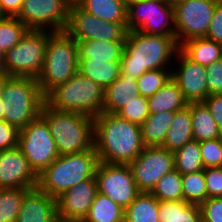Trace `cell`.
<instances>
[{"label":"cell","mask_w":222,"mask_h":222,"mask_svg":"<svg viewBox=\"0 0 222 222\" xmlns=\"http://www.w3.org/2000/svg\"><path fill=\"white\" fill-rule=\"evenodd\" d=\"M4 56H5V52L0 48V70H3Z\"/></svg>","instance_id":"cell-49"},{"label":"cell","mask_w":222,"mask_h":222,"mask_svg":"<svg viewBox=\"0 0 222 222\" xmlns=\"http://www.w3.org/2000/svg\"><path fill=\"white\" fill-rule=\"evenodd\" d=\"M199 206L202 222H222V197L206 199Z\"/></svg>","instance_id":"cell-41"},{"label":"cell","mask_w":222,"mask_h":222,"mask_svg":"<svg viewBox=\"0 0 222 222\" xmlns=\"http://www.w3.org/2000/svg\"><path fill=\"white\" fill-rule=\"evenodd\" d=\"M3 108H4V104H3V99H0V120L3 119Z\"/></svg>","instance_id":"cell-50"},{"label":"cell","mask_w":222,"mask_h":222,"mask_svg":"<svg viewBox=\"0 0 222 222\" xmlns=\"http://www.w3.org/2000/svg\"><path fill=\"white\" fill-rule=\"evenodd\" d=\"M207 199L222 197V167L204 169Z\"/></svg>","instance_id":"cell-40"},{"label":"cell","mask_w":222,"mask_h":222,"mask_svg":"<svg viewBox=\"0 0 222 222\" xmlns=\"http://www.w3.org/2000/svg\"><path fill=\"white\" fill-rule=\"evenodd\" d=\"M160 222H202L198 204L181 201H159Z\"/></svg>","instance_id":"cell-29"},{"label":"cell","mask_w":222,"mask_h":222,"mask_svg":"<svg viewBox=\"0 0 222 222\" xmlns=\"http://www.w3.org/2000/svg\"><path fill=\"white\" fill-rule=\"evenodd\" d=\"M69 7L67 0H23L16 18L29 29L63 31L67 24Z\"/></svg>","instance_id":"cell-15"},{"label":"cell","mask_w":222,"mask_h":222,"mask_svg":"<svg viewBox=\"0 0 222 222\" xmlns=\"http://www.w3.org/2000/svg\"><path fill=\"white\" fill-rule=\"evenodd\" d=\"M124 47L125 42L77 41L78 58H90L106 63L120 62Z\"/></svg>","instance_id":"cell-23"},{"label":"cell","mask_w":222,"mask_h":222,"mask_svg":"<svg viewBox=\"0 0 222 222\" xmlns=\"http://www.w3.org/2000/svg\"><path fill=\"white\" fill-rule=\"evenodd\" d=\"M77 4L107 22L127 23V6L123 0H80Z\"/></svg>","instance_id":"cell-28"},{"label":"cell","mask_w":222,"mask_h":222,"mask_svg":"<svg viewBox=\"0 0 222 222\" xmlns=\"http://www.w3.org/2000/svg\"><path fill=\"white\" fill-rule=\"evenodd\" d=\"M18 148L37 175L59 156L49 127L41 116L19 131Z\"/></svg>","instance_id":"cell-11"},{"label":"cell","mask_w":222,"mask_h":222,"mask_svg":"<svg viewBox=\"0 0 222 222\" xmlns=\"http://www.w3.org/2000/svg\"><path fill=\"white\" fill-rule=\"evenodd\" d=\"M193 140L198 142L220 138L222 134L204 102L190 103Z\"/></svg>","instance_id":"cell-26"},{"label":"cell","mask_w":222,"mask_h":222,"mask_svg":"<svg viewBox=\"0 0 222 222\" xmlns=\"http://www.w3.org/2000/svg\"><path fill=\"white\" fill-rule=\"evenodd\" d=\"M97 193L95 177L79 182L56 199L57 216L83 222Z\"/></svg>","instance_id":"cell-18"},{"label":"cell","mask_w":222,"mask_h":222,"mask_svg":"<svg viewBox=\"0 0 222 222\" xmlns=\"http://www.w3.org/2000/svg\"><path fill=\"white\" fill-rule=\"evenodd\" d=\"M159 201L147 192H140L136 199L124 209V222H160Z\"/></svg>","instance_id":"cell-30"},{"label":"cell","mask_w":222,"mask_h":222,"mask_svg":"<svg viewBox=\"0 0 222 222\" xmlns=\"http://www.w3.org/2000/svg\"><path fill=\"white\" fill-rule=\"evenodd\" d=\"M78 72L98 83L104 90L120 75V62L106 63L90 58H78Z\"/></svg>","instance_id":"cell-25"},{"label":"cell","mask_w":222,"mask_h":222,"mask_svg":"<svg viewBox=\"0 0 222 222\" xmlns=\"http://www.w3.org/2000/svg\"><path fill=\"white\" fill-rule=\"evenodd\" d=\"M170 36L176 40L174 6L166 0H139L127 6V31Z\"/></svg>","instance_id":"cell-9"},{"label":"cell","mask_w":222,"mask_h":222,"mask_svg":"<svg viewBox=\"0 0 222 222\" xmlns=\"http://www.w3.org/2000/svg\"><path fill=\"white\" fill-rule=\"evenodd\" d=\"M151 194L160 202L183 200L182 175L173 169L157 182Z\"/></svg>","instance_id":"cell-33"},{"label":"cell","mask_w":222,"mask_h":222,"mask_svg":"<svg viewBox=\"0 0 222 222\" xmlns=\"http://www.w3.org/2000/svg\"><path fill=\"white\" fill-rule=\"evenodd\" d=\"M80 0H67L69 4H77Z\"/></svg>","instance_id":"cell-52"},{"label":"cell","mask_w":222,"mask_h":222,"mask_svg":"<svg viewBox=\"0 0 222 222\" xmlns=\"http://www.w3.org/2000/svg\"><path fill=\"white\" fill-rule=\"evenodd\" d=\"M30 189H0V222H16L25 194Z\"/></svg>","instance_id":"cell-34"},{"label":"cell","mask_w":222,"mask_h":222,"mask_svg":"<svg viewBox=\"0 0 222 222\" xmlns=\"http://www.w3.org/2000/svg\"><path fill=\"white\" fill-rule=\"evenodd\" d=\"M170 69H156L146 71L142 76L137 78L140 95L149 98L162 88L171 78Z\"/></svg>","instance_id":"cell-37"},{"label":"cell","mask_w":222,"mask_h":222,"mask_svg":"<svg viewBox=\"0 0 222 222\" xmlns=\"http://www.w3.org/2000/svg\"><path fill=\"white\" fill-rule=\"evenodd\" d=\"M208 96L222 94V58L206 67Z\"/></svg>","instance_id":"cell-42"},{"label":"cell","mask_w":222,"mask_h":222,"mask_svg":"<svg viewBox=\"0 0 222 222\" xmlns=\"http://www.w3.org/2000/svg\"><path fill=\"white\" fill-rule=\"evenodd\" d=\"M29 28L16 17L0 19V48L7 52L19 43Z\"/></svg>","instance_id":"cell-36"},{"label":"cell","mask_w":222,"mask_h":222,"mask_svg":"<svg viewBox=\"0 0 222 222\" xmlns=\"http://www.w3.org/2000/svg\"><path fill=\"white\" fill-rule=\"evenodd\" d=\"M129 166L139 192L151 193L157 182L174 169V154L162 146H146Z\"/></svg>","instance_id":"cell-13"},{"label":"cell","mask_w":222,"mask_h":222,"mask_svg":"<svg viewBox=\"0 0 222 222\" xmlns=\"http://www.w3.org/2000/svg\"><path fill=\"white\" fill-rule=\"evenodd\" d=\"M8 78H9V76L3 70H0V99H3L2 98V88Z\"/></svg>","instance_id":"cell-47"},{"label":"cell","mask_w":222,"mask_h":222,"mask_svg":"<svg viewBox=\"0 0 222 222\" xmlns=\"http://www.w3.org/2000/svg\"><path fill=\"white\" fill-rule=\"evenodd\" d=\"M104 89L77 72L45 95V103L59 111L77 112L95 118L102 113Z\"/></svg>","instance_id":"cell-6"},{"label":"cell","mask_w":222,"mask_h":222,"mask_svg":"<svg viewBox=\"0 0 222 222\" xmlns=\"http://www.w3.org/2000/svg\"><path fill=\"white\" fill-rule=\"evenodd\" d=\"M95 178L98 192L108 196L123 209L127 208L140 193L129 165L100 162Z\"/></svg>","instance_id":"cell-14"},{"label":"cell","mask_w":222,"mask_h":222,"mask_svg":"<svg viewBox=\"0 0 222 222\" xmlns=\"http://www.w3.org/2000/svg\"><path fill=\"white\" fill-rule=\"evenodd\" d=\"M136 1H139V0H123V2L125 3L126 6H128L131 3L136 2Z\"/></svg>","instance_id":"cell-51"},{"label":"cell","mask_w":222,"mask_h":222,"mask_svg":"<svg viewBox=\"0 0 222 222\" xmlns=\"http://www.w3.org/2000/svg\"><path fill=\"white\" fill-rule=\"evenodd\" d=\"M168 3H170V4H175L176 2H178V1H181V0H166Z\"/></svg>","instance_id":"cell-53"},{"label":"cell","mask_w":222,"mask_h":222,"mask_svg":"<svg viewBox=\"0 0 222 222\" xmlns=\"http://www.w3.org/2000/svg\"><path fill=\"white\" fill-rule=\"evenodd\" d=\"M204 169L222 167V139L215 138L200 142Z\"/></svg>","instance_id":"cell-39"},{"label":"cell","mask_w":222,"mask_h":222,"mask_svg":"<svg viewBox=\"0 0 222 222\" xmlns=\"http://www.w3.org/2000/svg\"><path fill=\"white\" fill-rule=\"evenodd\" d=\"M38 186V175L18 147L0 151V189Z\"/></svg>","instance_id":"cell-17"},{"label":"cell","mask_w":222,"mask_h":222,"mask_svg":"<svg viewBox=\"0 0 222 222\" xmlns=\"http://www.w3.org/2000/svg\"><path fill=\"white\" fill-rule=\"evenodd\" d=\"M19 130L0 120V151H6L18 147Z\"/></svg>","instance_id":"cell-43"},{"label":"cell","mask_w":222,"mask_h":222,"mask_svg":"<svg viewBox=\"0 0 222 222\" xmlns=\"http://www.w3.org/2000/svg\"><path fill=\"white\" fill-rule=\"evenodd\" d=\"M174 116L175 112L171 111L149 114L141 125L142 139L145 146H162L164 144Z\"/></svg>","instance_id":"cell-27"},{"label":"cell","mask_w":222,"mask_h":222,"mask_svg":"<svg viewBox=\"0 0 222 222\" xmlns=\"http://www.w3.org/2000/svg\"><path fill=\"white\" fill-rule=\"evenodd\" d=\"M49 127L59 155L79 153L94 147V118L82 113L42 106L41 115Z\"/></svg>","instance_id":"cell-4"},{"label":"cell","mask_w":222,"mask_h":222,"mask_svg":"<svg viewBox=\"0 0 222 222\" xmlns=\"http://www.w3.org/2000/svg\"><path fill=\"white\" fill-rule=\"evenodd\" d=\"M176 57L179 64L171 71V78L188 103L203 102L208 97L206 67L189 59L180 49Z\"/></svg>","instance_id":"cell-16"},{"label":"cell","mask_w":222,"mask_h":222,"mask_svg":"<svg viewBox=\"0 0 222 222\" xmlns=\"http://www.w3.org/2000/svg\"><path fill=\"white\" fill-rule=\"evenodd\" d=\"M203 102L210 110L218 130L222 134V94H210Z\"/></svg>","instance_id":"cell-45"},{"label":"cell","mask_w":222,"mask_h":222,"mask_svg":"<svg viewBox=\"0 0 222 222\" xmlns=\"http://www.w3.org/2000/svg\"><path fill=\"white\" fill-rule=\"evenodd\" d=\"M179 49L173 37L128 31L120 61V76L137 79L146 71L167 69Z\"/></svg>","instance_id":"cell-2"},{"label":"cell","mask_w":222,"mask_h":222,"mask_svg":"<svg viewBox=\"0 0 222 222\" xmlns=\"http://www.w3.org/2000/svg\"><path fill=\"white\" fill-rule=\"evenodd\" d=\"M193 140L190 103L185 108L175 111L174 119L166 134L162 147L171 152L183 147Z\"/></svg>","instance_id":"cell-22"},{"label":"cell","mask_w":222,"mask_h":222,"mask_svg":"<svg viewBox=\"0 0 222 222\" xmlns=\"http://www.w3.org/2000/svg\"><path fill=\"white\" fill-rule=\"evenodd\" d=\"M117 114L129 122L142 125L150 114L148 100L140 95L137 99L126 104Z\"/></svg>","instance_id":"cell-38"},{"label":"cell","mask_w":222,"mask_h":222,"mask_svg":"<svg viewBox=\"0 0 222 222\" xmlns=\"http://www.w3.org/2000/svg\"><path fill=\"white\" fill-rule=\"evenodd\" d=\"M22 3L23 0H0V10L4 16L16 17Z\"/></svg>","instance_id":"cell-46"},{"label":"cell","mask_w":222,"mask_h":222,"mask_svg":"<svg viewBox=\"0 0 222 222\" xmlns=\"http://www.w3.org/2000/svg\"><path fill=\"white\" fill-rule=\"evenodd\" d=\"M52 222H80L78 220L65 219L60 216H57Z\"/></svg>","instance_id":"cell-48"},{"label":"cell","mask_w":222,"mask_h":222,"mask_svg":"<svg viewBox=\"0 0 222 222\" xmlns=\"http://www.w3.org/2000/svg\"><path fill=\"white\" fill-rule=\"evenodd\" d=\"M3 120L19 131L41 115L45 103L42 93L33 77H9L3 88Z\"/></svg>","instance_id":"cell-5"},{"label":"cell","mask_w":222,"mask_h":222,"mask_svg":"<svg viewBox=\"0 0 222 222\" xmlns=\"http://www.w3.org/2000/svg\"><path fill=\"white\" fill-rule=\"evenodd\" d=\"M140 96L137 79L135 77L119 76L104 91L102 112L117 114L126 104Z\"/></svg>","instance_id":"cell-20"},{"label":"cell","mask_w":222,"mask_h":222,"mask_svg":"<svg viewBox=\"0 0 222 222\" xmlns=\"http://www.w3.org/2000/svg\"><path fill=\"white\" fill-rule=\"evenodd\" d=\"M220 0H181L174 6L176 41L206 37L209 25Z\"/></svg>","instance_id":"cell-12"},{"label":"cell","mask_w":222,"mask_h":222,"mask_svg":"<svg viewBox=\"0 0 222 222\" xmlns=\"http://www.w3.org/2000/svg\"><path fill=\"white\" fill-rule=\"evenodd\" d=\"M48 40V30L29 29L17 45L5 52L3 71L9 77L40 75Z\"/></svg>","instance_id":"cell-8"},{"label":"cell","mask_w":222,"mask_h":222,"mask_svg":"<svg viewBox=\"0 0 222 222\" xmlns=\"http://www.w3.org/2000/svg\"><path fill=\"white\" fill-rule=\"evenodd\" d=\"M56 217V199L36 187L25 194L16 222H52Z\"/></svg>","instance_id":"cell-19"},{"label":"cell","mask_w":222,"mask_h":222,"mask_svg":"<svg viewBox=\"0 0 222 222\" xmlns=\"http://www.w3.org/2000/svg\"><path fill=\"white\" fill-rule=\"evenodd\" d=\"M180 50L192 61L208 67L222 58V43L206 37H196L186 40L180 45Z\"/></svg>","instance_id":"cell-24"},{"label":"cell","mask_w":222,"mask_h":222,"mask_svg":"<svg viewBox=\"0 0 222 222\" xmlns=\"http://www.w3.org/2000/svg\"><path fill=\"white\" fill-rule=\"evenodd\" d=\"M77 41L64 31H48L46 54L37 83L46 95L54 87L67 82L78 72Z\"/></svg>","instance_id":"cell-7"},{"label":"cell","mask_w":222,"mask_h":222,"mask_svg":"<svg viewBox=\"0 0 222 222\" xmlns=\"http://www.w3.org/2000/svg\"><path fill=\"white\" fill-rule=\"evenodd\" d=\"M206 38L222 43V0L217 3Z\"/></svg>","instance_id":"cell-44"},{"label":"cell","mask_w":222,"mask_h":222,"mask_svg":"<svg viewBox=\"0 0 222 222\" xmlns=\"http://www.w3.org/2000/svg\"><path fill=\"white\" fill-rule=\"evenodd\" d=\"M174 169L181 175L204 170L200 142L192 140L173 152Z\"/></svg>","instance_id":"cell-32"},{"label":"cell","mask_w":222,"mask_h":222,"mask_svg":"<svg viewBox=\"0 0 222 222\" xmlns=\"http://www.w3.org/2000/svg\"><path fill=\"white\" fill-rule=\"evenodd\" d=\"M147 100L150 114L165 111L175 112L188 106L180 87L172 78Z\"/></svg>","instance_id":"cell-21"},{"label":"cell","mask_w":222,"mask_h":222,"mask_svg":"<svg viewBox=\"0 0 222 222\" xmlns=\"http://www.w3.org/2000/svg\"><path fill=\"white\" fill-rule=\"evenodd\" d=\"M4 17V15L2 14L1 10H0V19H2Z\"/></svg>","instance_id":"cell-54"},{"label":"cell","mask_w":222,"mask_h":222,"mask_svg":"<svg viewBox=\"0 0 222 222\" xmlns=\"http://www.w3.org/2000/svg\"><path fill=\"white\" fill-rule=\"evenodd\" d=\"M183 200L200 205L207 199L204 170L182 175Z\"/></svg>","instance_id":"cell-35"},{"label":"cell","mask_w":222,"mask_h":222,"mask_svg":"<svg viewBox=\"0 0 222 222\" xmlns=\"http://www.w3.org/2000/svg\"><path fill=\"white\" fill-rule=\"evenodd\" d=\"M99 163L94 147L79 153L59 155L38 175L37 187L57 199L79 182L95 177Z\"/></svg>","instance_id":"cell-3"},{"label":"cell","mask_w":222,"mask_h":222,"mask_svg":"<svg viewBox=\"0 0 222 222\" xmlns=\"http://www.w3.org/2000/svg\"><path fill=\"white\" fill-rule=\"evenodd\" d=\"M76 41L100 40L125 42L127 23L107 22L88 13L78 4H70L68 20L63 30Z\"/></svg>","instance_id":"cell-10"},{"label":"cell","mask_w":222,"mask_h":222,"mask_svg":"<svg viewBox=\"0 0 222 222\" xmlns=\"http://www.w3.org/2000/svg\"><path fill=\"white\" fill-rule=\"evenodd\" d=\"M145 147L141 125L112 113L94 118V148L100 162L129 165Z\"/></svg>","instance_id":"cell-1"},{"label":"cell","mask_w":222,"mask_h":222,"mask_svg":"<svg viewBox=\"0 0 222 222\" xmlns=\"http://www.w3.org/2000/svg\"><path fill=\"white\" fill-rule=\"evenodd\" d=\"M83 222H124V209L98 192Z\"/></svg>","instance_id":"cell-31"}]
</instances>
